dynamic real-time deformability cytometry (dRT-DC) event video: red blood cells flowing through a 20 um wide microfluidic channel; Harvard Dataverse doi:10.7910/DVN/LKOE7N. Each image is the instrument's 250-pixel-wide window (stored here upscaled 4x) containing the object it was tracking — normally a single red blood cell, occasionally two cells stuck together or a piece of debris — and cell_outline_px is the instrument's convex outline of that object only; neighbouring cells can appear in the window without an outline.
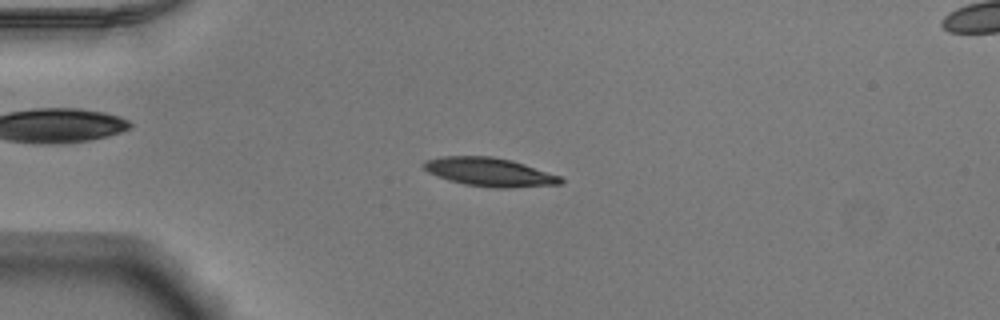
{"species": "Egyptian fruit bat (a non-hibernating species)", "species_latin": "Rousettus aegyptiacus", "temperature_condition": "warm", "stored_images_in_passage": 46, "camera_frame_rate_fps": 3000, "um_per_image_px": 0.085, "animal": {"sex": "male"}, "frame": {"image": 1, "passage_image": 7, "time_ms": 2.0, "image_size_px": [1000, 320], "cell_outline_px": [[564, 180], [560, 184], [508, 188], [492, 188], [464, 184], [448, 180], [428, 172], [420, 164], [424, 160], [440, 156], [492, 156], [512, 160], [560, 176]], "centroid_in_image_um": [41.56, 14.62], "position_along_channel_um": 43.4, "area_um2": 22.89}}
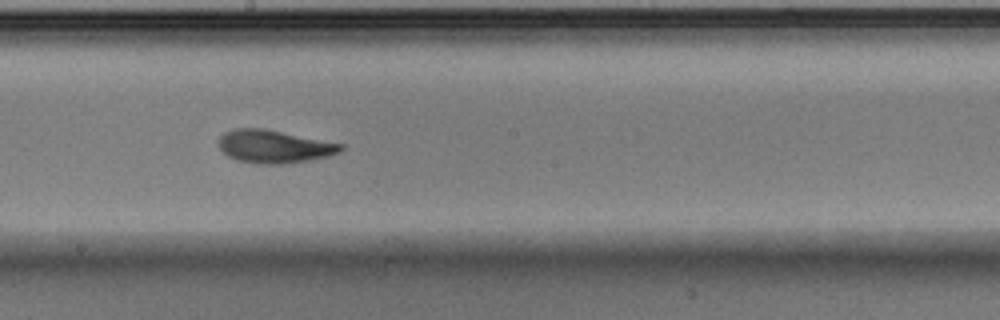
{"frame": {"image": 2, "passage_image": 23, "time_ms": 7.333, "image_size_px": [1000, 320], "cell_outline_px": [[344, 148], [340, 152], [328, 156], [308, 160], [284, 164], [256, 164], [240, 160], [228, 156], [220, 148], [220, 136], [224, 132], [236, 128], [264, 128], [344, 144]], "centroid_in_image_um": [23.32, 12.45], "position_along_channel_um": 224.9, "area_um2": 23.35}}
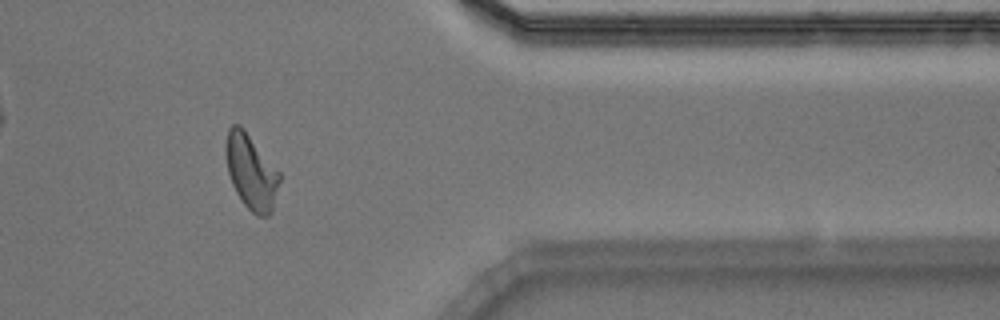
{"frame": {"image": 3, "passage_image": 37, "time_ms": 12.0, "image_size_px": [1000, 320], "cell_outline_px": [[280, 180], [272, 212], [268, 216], [256, 216], [244, 204], [236, 192], [232, 184], [228, 172], [224, 152], [224, 144], [228, 128], [232, 124], [240, 124], [244, 128], [280, 172]], "centroid_in_image_um": [21.33, 14.57], "position_along_channel_um": 390.1, "area_um2": 23.76}, "authors_computed_cell_mechanics": {"area_um2": 23.0044, "velocity_mm_per_s": 3.8914, "shape_relaxation_time_tau1_ms": 3.639, "shape_relaxation_time_tau2_ms": 1.8458, "deformation_change_tau1": 0.1556, "deformation_change_tau2": 0.0909}}